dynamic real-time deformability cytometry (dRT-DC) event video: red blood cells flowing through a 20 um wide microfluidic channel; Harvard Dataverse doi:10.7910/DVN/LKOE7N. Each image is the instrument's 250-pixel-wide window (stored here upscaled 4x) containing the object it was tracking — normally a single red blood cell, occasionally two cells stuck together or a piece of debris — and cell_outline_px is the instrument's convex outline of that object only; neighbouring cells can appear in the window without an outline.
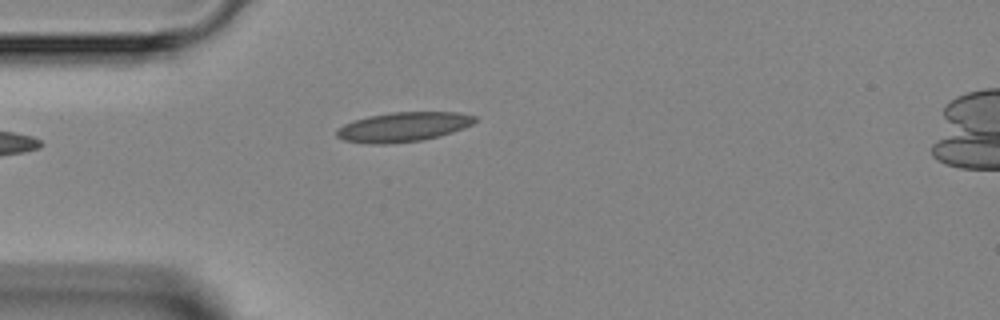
{"species": "Egyptian fruit bat (a non-hibernating species)", "species_latin": "Rousettus aegyptiacus", "temperature_condition": "room temperature", "stored_images_in_passage": 4, "camera_frame_rate_fps": 3000, "um_per_image_px": 0.085, "animal": {"sex": "female"}, "frame": {"image": 1, "passage_image": 4, "time_ms": 3.333, "image_size_px": [1000, 320], "cell_outline_px": [[480, 120], [464, 128], [440, 136], [420, 140], [388, 144], [368, 144], [344, 140], [336, 136], [336, 128], [352, 120], [368, 116], [392, 112], [456, 112], [476, 116]], "centroid_in_image_um": [34.27, 10.78], "position_along_channel_um": 50.7, "area_um2": 23.99}}